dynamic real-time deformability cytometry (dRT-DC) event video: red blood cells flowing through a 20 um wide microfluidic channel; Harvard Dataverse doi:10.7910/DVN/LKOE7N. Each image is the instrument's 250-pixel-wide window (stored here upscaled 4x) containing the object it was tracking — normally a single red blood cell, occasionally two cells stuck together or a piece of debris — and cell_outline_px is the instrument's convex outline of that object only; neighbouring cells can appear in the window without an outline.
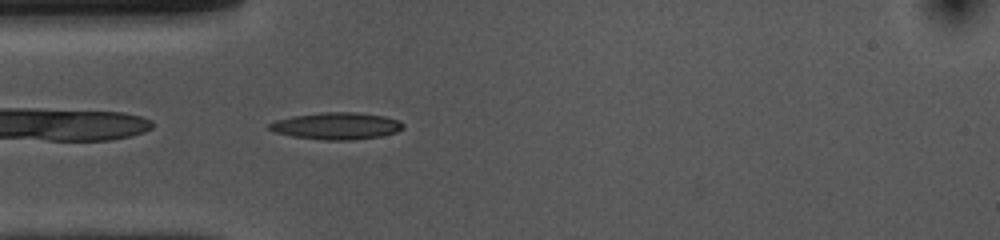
{"species": "common noctule bat (a hibernating species)", "species_latin": "Nyctalus noctula", "temperature_condition": "cold", "stored_images_in_passage": 40, "camera_frame_rate_fps": 3000, "um_per_image_px": 0.085, "animal": {"sex": "female", "body_mass_g": 10.0, "forearm_length_mm": 53.1}, "frame": {"image": 1, "passage_image": 2, "time_ms": 0.333, "image_size_px": [1000, 240], "cell_outline_px": [[404, 128], [396, 132], [380, 136], [352, 140], [324, 140], [292, 136], [276, 132], [268, 128], [268, 124], [276, 120], [292, 116], [320, 112], [360, 112], [384, 116], [400, 120], [404, 124]], "centroid_in_image_um": [28.63, 10.69], "position_along_channel_um": 56.4, "area_um2": 21.1}}
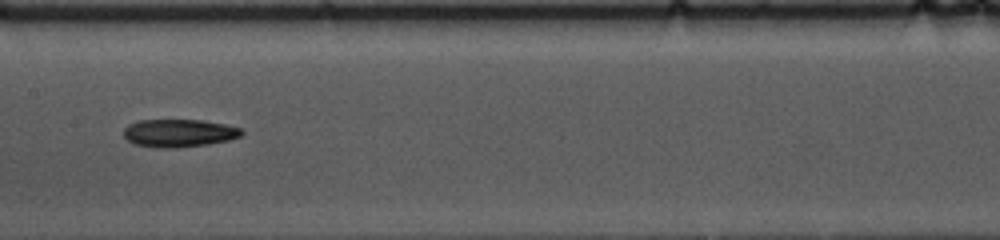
{"frame": {"image": 2, "passage_image": 13, "time_ms": 4.0, "image_size_px": [1000, 240], "cell_outline_px": [[244, 132], [240, 136], [228, 140], [208, 144], [172, 148], [156, 148], [132, 144], [124, 136], [124, 128], [128, 124], [140, 120], [204, 120], [224, 124], [240, 128]], "centroid_in_image_um": [15.18, 11.31], "position_along_channel_um": 192.2, "area_um2": 19.19}}
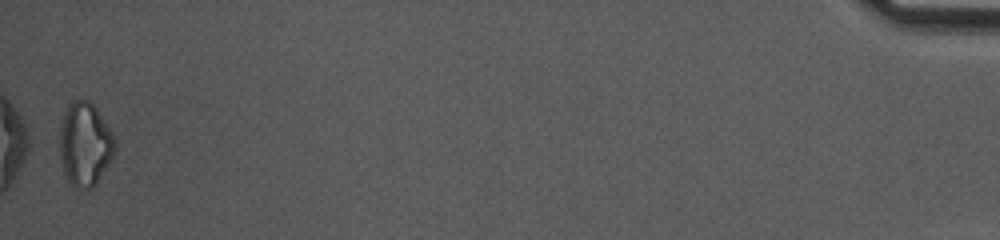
{"frame": {"image": 3, "passage_image": 40, "time_ms": 13.0, "image_size_px": [1000, 240], "cell_outline_px": [[116, 152], [96, 184], [92, 188], [76, 188], [64, 176], [60, 160], [60, 120], [68, 104], [72, 100], [88, 100], [96, 108], [116, 136]], "centroid_in_image_um": [7.23, 12.25], "position_along_channel_um": 428.0, "area_um2": 27.4}, "authors_computed_cell_mechanics": {"area_um2": 19.3341, "velocity_mm_per_s": 3.734, "shape_relaxation_time_tau1_ms": 7.4511, "shape_relaxation_time_tau2_ms": null, "deformation_change_tau1": 0.1504, "deformation_change_tau2": null}}